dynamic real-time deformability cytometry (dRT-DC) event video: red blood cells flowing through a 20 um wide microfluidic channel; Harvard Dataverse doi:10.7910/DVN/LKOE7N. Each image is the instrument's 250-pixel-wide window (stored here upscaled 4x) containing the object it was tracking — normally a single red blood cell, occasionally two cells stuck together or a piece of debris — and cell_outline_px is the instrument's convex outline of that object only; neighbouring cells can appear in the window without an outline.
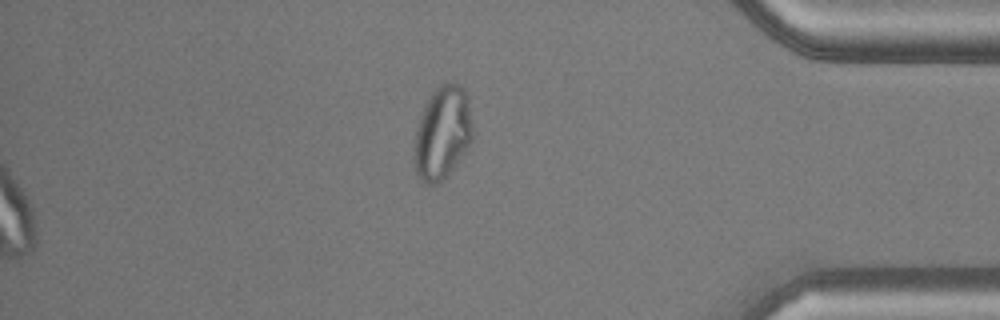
{"species": "common noctule bat (a hibernating species)", "species_latin": "Nyctalus noctula", "temperature_condition": "warm", "stored_images_in_passage": 49, "camera_frame_rate_fps": 3000, "um_per_image_px": 0.085, "animal": {"sex": "male", "body_mass_g": 20.5, "forearm_length_mm": 52.5}, "frame": {"image": 1, "passage_image": 49, "time_ms": 16.0, "image_size_px": [1000, 320], "cell_outline_px": [[472, 136], [468, 144], [452, 168], [436, 184], [424, 184], [416, 172], [412, 156], [412, 148], [416, 128], [424, 104], [432, 92], [444, 80], [456, 80], [464, 88], [468, 100], [472, 120]], "centroid_in_image_um": [37.56, 11.21], "position_along_channel_um": 397.6, "area_um2": 31.91}}